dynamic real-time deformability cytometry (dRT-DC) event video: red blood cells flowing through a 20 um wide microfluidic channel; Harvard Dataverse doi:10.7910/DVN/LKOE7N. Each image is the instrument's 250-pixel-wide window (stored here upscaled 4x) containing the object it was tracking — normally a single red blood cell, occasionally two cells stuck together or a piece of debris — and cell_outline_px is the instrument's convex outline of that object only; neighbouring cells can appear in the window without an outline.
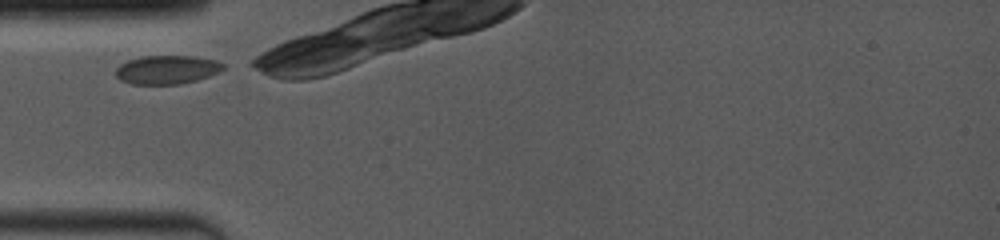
{"species": "common noctule bat (a hibernating species)", "species_latin": "Nyctalus noctula", "temperature_condition": "room temperature", "stored_images_in_passage": 4, "camera_frame_rate_fps": 4000, "um_per_image_px": 0.085, "animal": {"sex": "female", "body_mass_g": 19.0, "forearm_length_mm": 53.3}, "frame": {"image": 1, "passage_image": 1, "time_ms": 0.0, "image_size_px": [1000, 240], "cell_outline_px": [[224, 68], [220, 72], [196, 80], [180, 84], [132, 84], [120, 80], [116, 76], [116, 68], [120, 64], [128, 60], [144, 56], [196, 56], [216, 60], [224, 64]], "centroid_in_image_um": [14.2, 5.92], "position_along_channel_um": 70.8, "area_um2": 17.98}}